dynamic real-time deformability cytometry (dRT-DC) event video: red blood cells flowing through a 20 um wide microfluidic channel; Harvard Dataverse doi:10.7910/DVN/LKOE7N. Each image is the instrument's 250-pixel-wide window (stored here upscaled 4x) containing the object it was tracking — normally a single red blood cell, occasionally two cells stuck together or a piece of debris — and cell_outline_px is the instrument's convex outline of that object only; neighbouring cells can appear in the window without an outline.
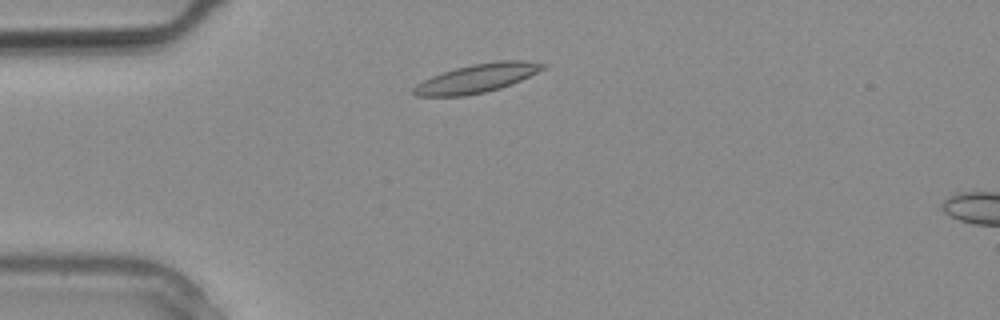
{"species": "common noctule bat (a hibernating species)", "species_latin": "Nyctalus noctula", "temperature_condition": "warm", "stored_images_in_passage": 5, "camera_frame_rate_fps": 3000, "um_per_image_px": 0.085, "animal": {"sex": "male", "body_mass_g": 20.4}, "frame": {"image": 1, "passage_image": 3, "time_ms": 0.667, "image_size_px": [1000, 320], "cell_outline_px": [[548, 68], [520, 80], [500, 88], [484, 92], [464, 96], [416, 96], [412, 92], [412, 88], [416, 84], [432, 76], [456, 68], [472, 64], [496, 60], [520, 60], [548, 64]], "centroid_in_image_um": [40.57, 6.64], "position_along_channel_um": 44.4, "area_um2": 21.56}}